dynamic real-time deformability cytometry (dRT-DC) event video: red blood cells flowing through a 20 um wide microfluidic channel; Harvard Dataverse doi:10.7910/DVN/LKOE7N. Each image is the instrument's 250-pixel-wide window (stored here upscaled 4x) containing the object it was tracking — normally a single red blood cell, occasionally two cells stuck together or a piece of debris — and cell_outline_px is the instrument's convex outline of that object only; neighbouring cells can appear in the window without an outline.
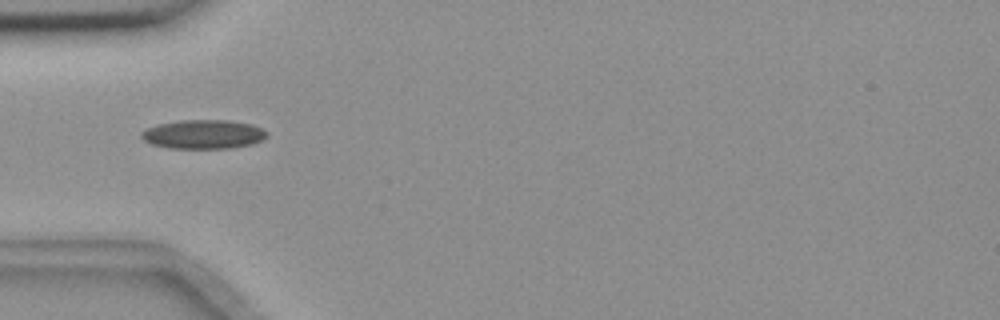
{"species": "common noctule bat (a hibernating species)", "species_latin": "Nyctalus noctula", "temperature_condition": "room temperature", "stored_images_in_passage": 55, "camera_frame_rate_fps": 3000, "um_per_image_px": 0.085, "animal": {"sex": "female", "body_mass_g": 18.4}, "frame": {"image": 1, "passage_image": 17, "time_ms": 5.333, "image_size_px": [1000, 320], "cell_outline_px": [[268, 136], [252, 144], [232, 148], [168, 148], [152, 144], [144, 140], [140, 136], [140, 132], [156, 124], [180, 120], [224, 120], [252, 124], [268, 132]], "centroid_in_image_um": [17.27, 11.41], "position_along_channel_um": 67.7, "area_um2": 21.21}}
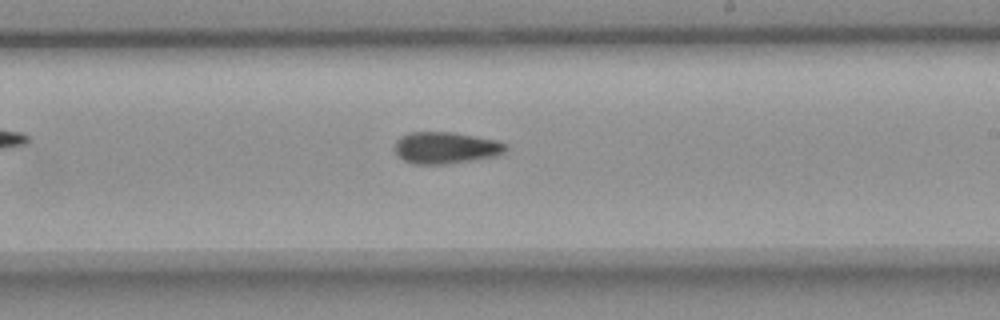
{"frame": {"image": 2, "passage_image": 32, "time_ms": 10.333, "image_size_px": [1000, 320], "cell_outline_px": [[508, 148], [504, 152], [496, 156], [480, 160], [448, 164], [412, 164], [396, 156], [396, 140], [400, 136], [408, 132], [452, 132], [500, 140], [508, 144]], "centroid_in_image_um": [37.94, 12.57], "position_along_channel_um": 251.1, "area_um2": 21.04}}
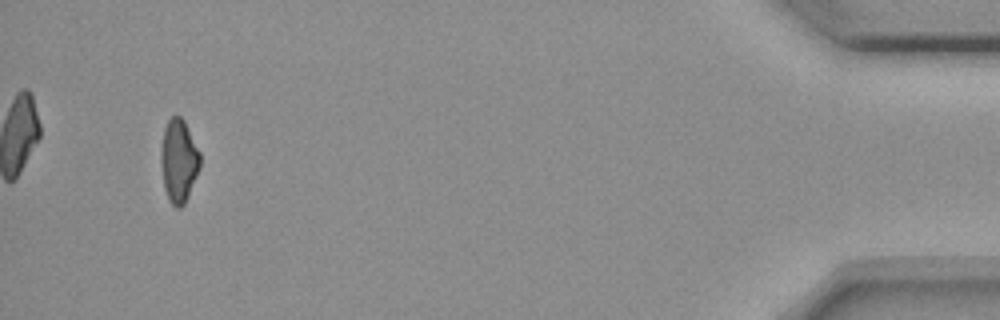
{"frame": {"image": 3, "passage_image": 52, "time_ms": 17.0, "image_size_px": [1000, 320], "cell_outline_px": [[200, 168], [188, 196], [184, 204], [180, 208], [176, 208], [168, 200], [164, 188], [160, 160], [160, 148], [164, 128], [168, 120], [172, 116], [180, 116], [184, 120], [200, 152]], "centroid_in_image_um": [15.18, 13.67], "position_along_channel_um": 420.0, "area_um2": 19.13}, "authors_computed_cell_mechanics": {"area_um2": 19.8254, "velocity_mm_per_s": 3.6802, "shape_relaxation_time_tau1_ms": 6.7618, "shape_relaxation_time_tau2_ms": 6.7755, "deformation_change_tau1": 0.1615, "deformation_change_tau2": 0.1357}}